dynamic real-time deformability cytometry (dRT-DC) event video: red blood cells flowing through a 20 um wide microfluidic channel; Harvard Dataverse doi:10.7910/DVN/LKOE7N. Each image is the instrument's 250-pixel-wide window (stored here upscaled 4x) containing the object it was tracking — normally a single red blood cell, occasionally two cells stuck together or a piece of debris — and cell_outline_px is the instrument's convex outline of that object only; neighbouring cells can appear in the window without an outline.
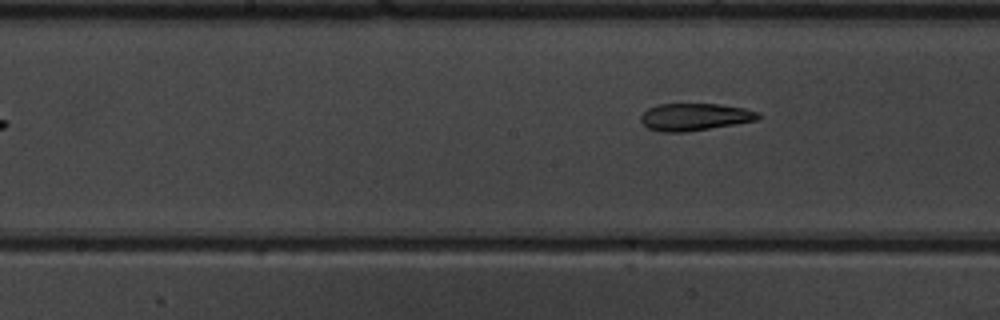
{"species": "common noctule bat (a hibernating species)", "species_latin": "Nyctalus noctula", "temperature_condition": "warm", "stored_images_in_passage": 9, "camera_frame_rate_fps": 3000, "um_per_image_px": 0.085, "animal": {"sex": "male", "body_mass_g": 19.5, "forearm_length_mm": 54.6}, "frame": {"image": 1, "passage_image": 9, "time_ms": 9.667, "image_size_px": [1000, 320], "cell_outline_px": [[764, 116], [756, 120], [684, 132], [660, 132], [648, 128], [640, 120], [640, 116], [648, 108], [656, 104], [720, 104], [744, 108], [760, 112]], "centroid_in_image_um": [59.05, 9.92], "position_along_channel_um": 189.2, "area_um2": 18.61}}